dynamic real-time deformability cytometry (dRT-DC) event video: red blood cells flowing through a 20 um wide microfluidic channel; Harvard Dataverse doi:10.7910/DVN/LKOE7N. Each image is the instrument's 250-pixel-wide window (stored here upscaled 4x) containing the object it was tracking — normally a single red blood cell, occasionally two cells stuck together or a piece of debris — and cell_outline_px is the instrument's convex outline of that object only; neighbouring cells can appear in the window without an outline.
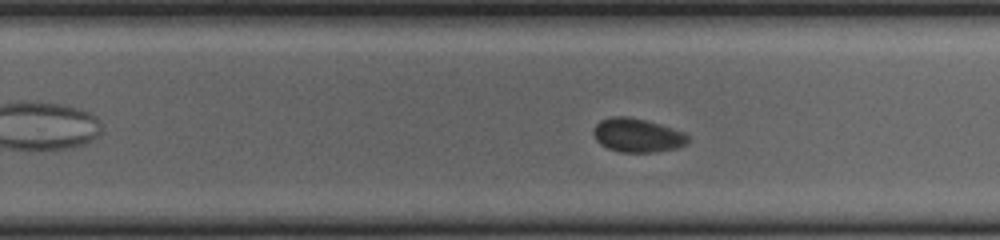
{"species": "common noctule bat (a hibernating species)", "species_latin": "Nyctalus noctula", "temperature_condition": "cold", "stored_images_in_passage": 51, "camera_frame_rate_fps": 3000, "um_per_image_px": 0.085, "animal": {"sex": "female", "body_mass_g": 23.0, "forearm_length_mm": 53.4}, "frame": {"image": 1, "passage_image": 30, "time_ms": 9.667, "image_size_px": [1000, 240], "cell_outline_px": [[688, 140], [684, 144], [676, 148], [656, 152], [620, 152], [608, 148], [600, 144], [596, 140], [592, 132], [596, 124], [600, 120], [612, 116], [628, 116], [660, 124], [684, 132], [688, 136]], "centroid_in_image_um": [54.14, 11.49], "position_along_channel_um": 275.7, "area_um2": 18.55}}